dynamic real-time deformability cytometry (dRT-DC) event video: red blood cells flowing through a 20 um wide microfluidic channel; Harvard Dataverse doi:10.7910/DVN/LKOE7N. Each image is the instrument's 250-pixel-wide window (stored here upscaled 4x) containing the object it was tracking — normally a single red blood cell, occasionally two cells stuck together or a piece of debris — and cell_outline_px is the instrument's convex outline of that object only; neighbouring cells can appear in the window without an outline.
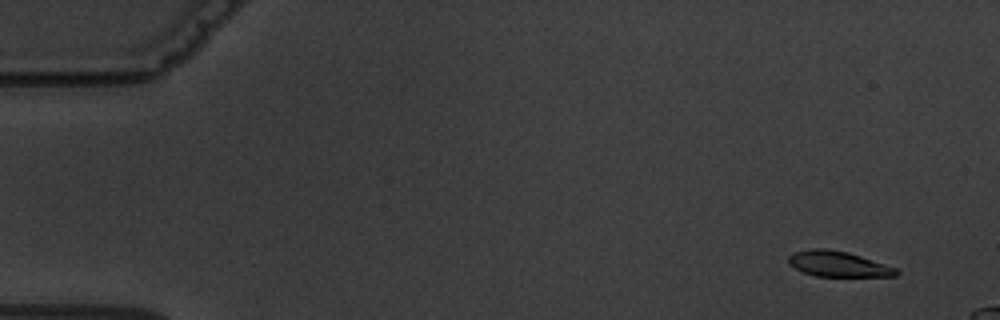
{"species": "common noctule bat (a hibernating species)", "species_latin": "Nyctalus noctula", "temperature_condition": "warm", "stored_images_in_passage": 5, "camera_frame_rate_fps": 3000, "um_per_image_px": 0.085, "animal": {"sex": "male", "body_mass_g": 19.5, "forearm_length_mm": 54.6}, "frame": {"image": 1, "passage_image": 1, "time_ms": 0.0, "image_size_px": [1000, 320], "cell_outline_px": [[900, 272], [896, 276], [816, 276], [804, 272], [788, 264], [788, 256], [792, 252], [812, 248], [824, 248], [848, 252], [896, 268]], "centroid_in_image_um": [71.2, 22.43], "position_along_channel_um": 13.8, "area_um2": 15.9}}